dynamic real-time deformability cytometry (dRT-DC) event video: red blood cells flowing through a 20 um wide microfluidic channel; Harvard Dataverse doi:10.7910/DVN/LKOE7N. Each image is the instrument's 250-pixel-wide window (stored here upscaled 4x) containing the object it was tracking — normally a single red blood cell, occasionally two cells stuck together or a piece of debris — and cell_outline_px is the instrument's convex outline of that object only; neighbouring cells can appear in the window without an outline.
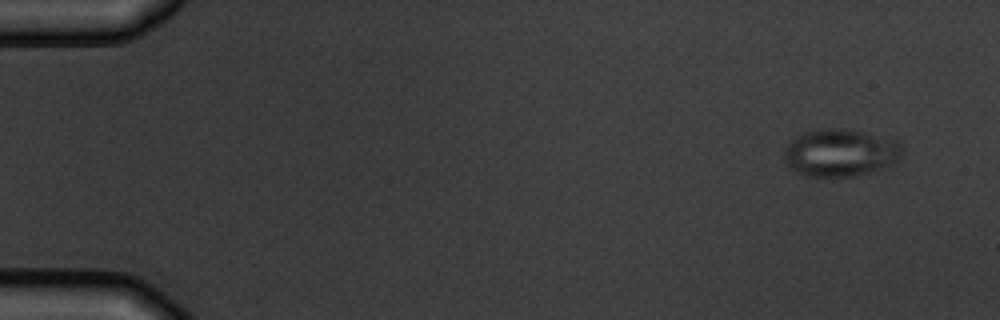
{"species": "common noctule bat (a hibernating species)", "species_latin": "Nyctalus noctula", "temperature_condition": "warm", "stored_images_in_passage": 4, "camera_frame_rate_fps": 3000, "um_per_image_px": 0.085, "animal": {"sex": "male", "body_mass_g": 19.5, "forearm_length_mm": 54.6}, "frame": {"image": 1, "passage_image": 1, "time_ms": 0.0, "image_size_px": [1000, 320], "cell_outline_px": [[904, 148], [900, 156], [896, 160], [884, 168], [872, 172], [852, 176], [804, 176], [796, 172], [784, 160], [784, 148], [788, 140], [804, 132], [820, 128], [844, 128], [896, 136], [900, 140]], "centroid_in_image_um": [71.48, 12.93], "position_along_channel_um": 13.5, "area_um2": 33.7}}